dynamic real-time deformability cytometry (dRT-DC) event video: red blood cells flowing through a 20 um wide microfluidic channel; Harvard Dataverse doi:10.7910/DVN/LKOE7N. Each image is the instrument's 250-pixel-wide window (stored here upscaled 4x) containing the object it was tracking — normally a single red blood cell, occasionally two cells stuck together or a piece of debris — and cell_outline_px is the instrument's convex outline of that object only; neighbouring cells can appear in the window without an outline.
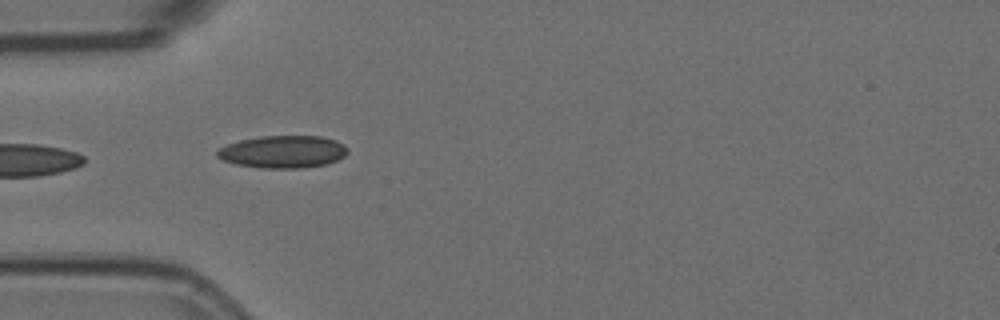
{"species": "Egyptian fruit bat (a non-hibernating species)", "species_latin": "Rousettus aegyptiacus", "temperature_condition": "room temperature", "stored_images_in_passage": 12, "camera_frame_rate_fps": 3000, "um_per_image_px": 0.085, "animal": {"sex": "female"}, "frame": {"image": 1, "passage_image": 2, "time_ms": 0.333, "image_size_px": [1000, 320], "cell_outline_px": [[348, 152], [344, 156], [328, 164], [300, 168], [264, 168], [236, 164], [224, 160], [216, 156], [216, 152], [220, 148], [228, 144], [240, 140], [260, 136], [320, 136], [336, 140], [344, 144], [348, 148]], "centroid_in_image_um": [24.08, 12.89], "position_along_channel_um": 60.9, "area_um2": 24.62}}
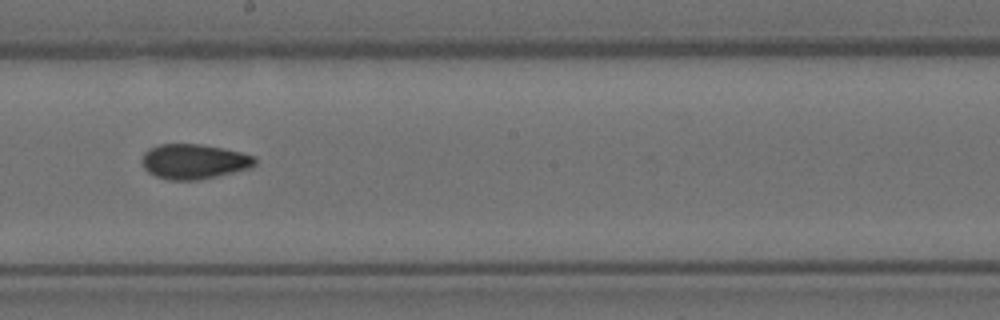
{"frame": {"image": 2, "passage_image": 6, "time_ms": 1.667, "image_size_px": [1000, 320], "cell_outline_px": [[256, 164], [252, 168], [200, 180], [168, 180], [156, 176], [148, 172], [144, 168], [140, 160], [144, 152], [148, 148], [160, 144], [200, 144], [240, 152], [256, 156]], "centroid_in_image_um": [16.48, 13.73], "position_along_channel_um": 231.7, "area_um2": 23.24}}
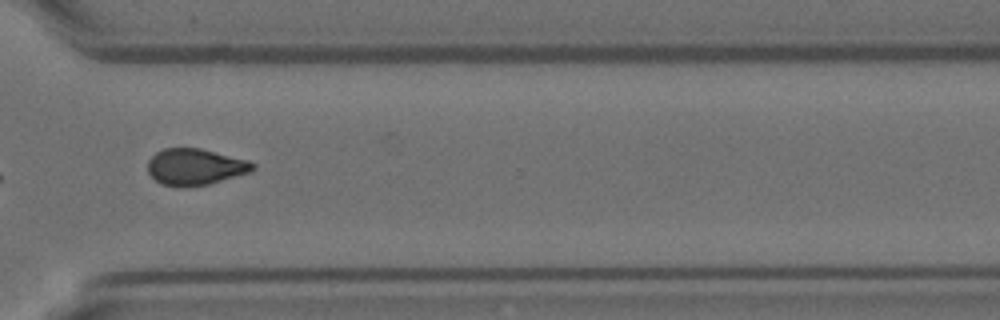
{"frame": {"image": 3, "passage_image": 9, "time_ms": 2.667, "image_size_px": [1000, 320], "cell_outline_px": [[256, 168], [248, 172], [208, 184], [184, 188], [180, 188], [160, 184], [148, 172], [148, 160], [156, 152], [164, 148], [200, 148], [248, 160], [256, 164]], "centroid_in_image_um": [16.56, 14.19], "position_along_channel_um": 354.0, "area_um2": 22.31}}